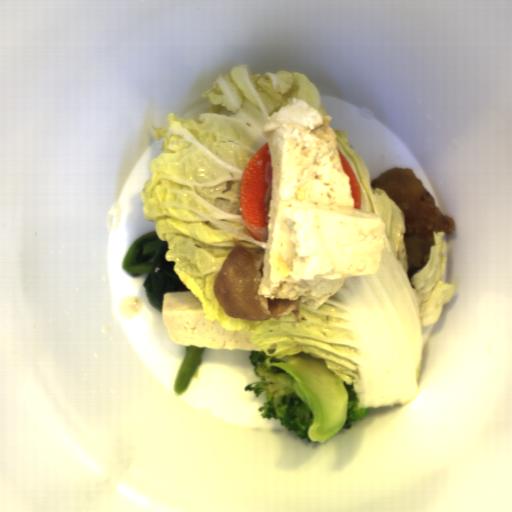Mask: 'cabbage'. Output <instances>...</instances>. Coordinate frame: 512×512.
Listing matches in <instances>:
<instances>
[{"label":"cabbage","instance_id":"1","mask_svg":"<svg viewBox=\"0 0 512 512\" xmlns=\"http://www.w3.org/2000/svg\"><path fill=\"white\" fill-rule=\"evenodd\" d=\"M208 103L197 118L168 113L165 127L151 126L162 152L149 161L141 187L143 218L154 223L164 253L180 282L202 304L204 319L227 331L252 333L250 343L269 357L309 353L346 385L359 408L403 406L417 399L423 358V326L435 325L455 286L442 280L448 258L444 231H434L425 265L408 277L406 218L383 188H373L369 171L348 135L333 129L338 151L359 182L363 212L380 217L384 252L377 273L345 278L318 308L299 301L295 314L269 320L232 318L214 293L216 278L233 239L264 257L267 242L252 236L240 210L244 171L268 143L264 126L293 98L329 116L321 93L300 72L252 75L247 63L215 77L200 93Z\"/></svg>","mask_w":512,"mask_h":512}]
</instances>
